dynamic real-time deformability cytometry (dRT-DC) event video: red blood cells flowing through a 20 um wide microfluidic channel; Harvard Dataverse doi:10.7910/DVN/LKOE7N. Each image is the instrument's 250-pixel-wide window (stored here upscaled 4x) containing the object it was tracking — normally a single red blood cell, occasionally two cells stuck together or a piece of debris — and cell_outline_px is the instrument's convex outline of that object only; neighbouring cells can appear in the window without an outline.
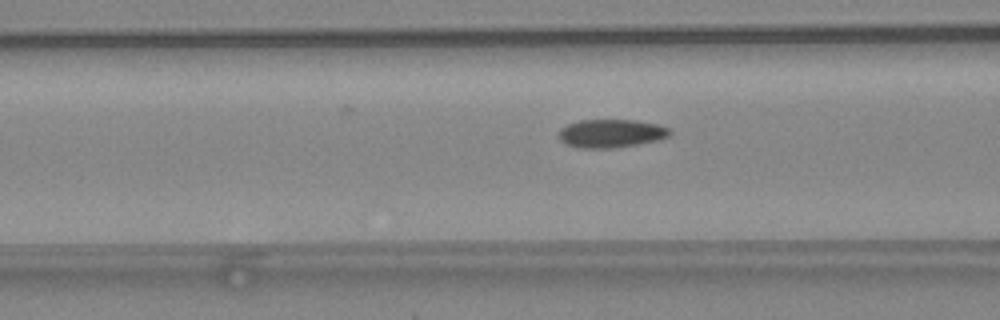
{"species": "common noctule bat (a hibernating species)", "species_latin": "Nyctalus noctula", "temperature_condition": "warm", "stored_images_in_passage": 52, "camera_frame_rate_fps": 3000, "um_per_image_px": 0.085, "animal": {"sex": "female", "body_mass_g": 24.6, "forearm_length_mm": 56.2}, "frame": {"image": 1, "passage_image": 21, "time_ms": 6.667, "image_size_px": [1000, 320], "cell_outline_px": [[672, 132], [668, 136], [656, 140], [616, 148], [580, 148], [564, 144], [560, 140], [560, 128], [568, 124], [580, 120], [636, 120], [656, 124], [668, 128]], "centroid_in_image_um": [51.91, 11.34], "position_along_channel_um": 114.7, "area_um2": 18.21}}
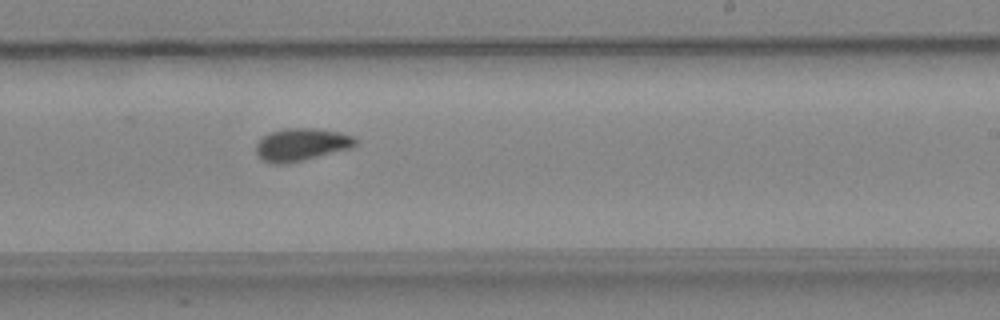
{"frame": {"image": 2, "passage_image": 32, "time_ms": 10.333, "image_size_px": [1000, 320], "cell_outline_px": [[356, 144], [352, 148], [288, 164], [272, 164], [260, 160], [256, 152], [256, 144], [268, 132], [284, 128], [316, 128], [340, 132], [352, 136], [356, 140]], "centroid_in_image_um": [25.59, 12.3], "position_along_channel_um": 263.4, "area_um2": 19.13}}
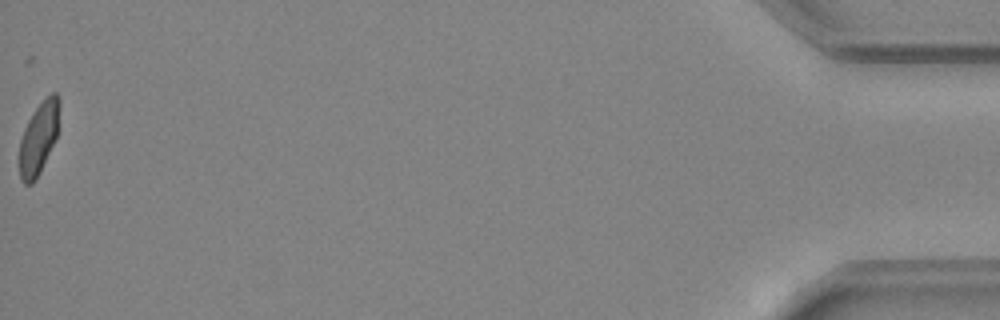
{"frame": {"image": 3, "passage_image": 52, "time_ms": 17.0, "image_size_px": [1000, 320], "cell_outline_px": [[60, 104], [56, 136], [40, 172], [36, 180], [32, 184], [24, 184], [20, 180], [16, 160], [20, 140], [24, 128], [32, 112], [52, 92], [56, 92], [60, 96]], "centroid_in_image_um": [3.23, 11.79], "position_along_channel_um": 432.0, "area_um2": 17.17}, "authors_computed_cell_mechanics": {"area_um2": 17.8313, "velocity_mm_per_s": 4.0715, "shape_relaxation_time_tau1_ms": null, "shape_relaxation_time_tau2_ms": 2.6773, "deformation_change_tau1": null, "deformation_change_tau2": 0.0705}}